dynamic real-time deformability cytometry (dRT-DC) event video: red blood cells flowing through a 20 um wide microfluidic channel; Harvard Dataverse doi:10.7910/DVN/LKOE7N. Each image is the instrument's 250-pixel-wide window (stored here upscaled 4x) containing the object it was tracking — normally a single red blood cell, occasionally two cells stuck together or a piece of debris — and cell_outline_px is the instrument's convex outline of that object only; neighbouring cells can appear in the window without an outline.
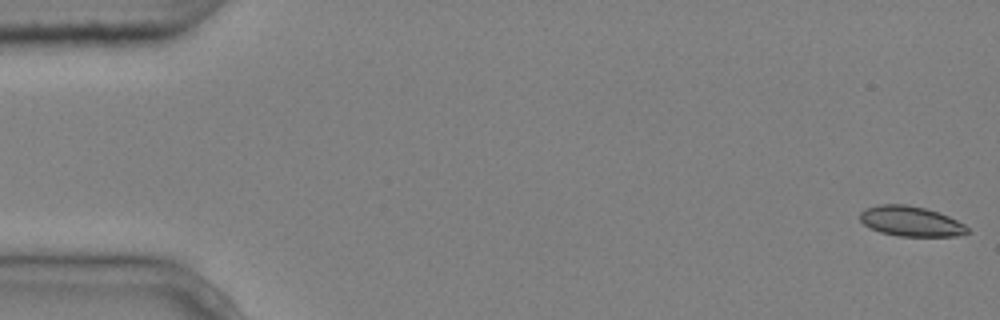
{"species": "common noctule bat (a hibernating species)", "species_latin": "Nyctalus noctula", "temperature_condition": "cold", "stored_images_in_passage": 5, "camera_frame_rate_fps": 3000, "um_per_image_px": 0.085, "animal": {"sex": "male", "body_mass_g": 20.4}, "frame": {"image": 1, "passage_image": 1, "time_ms": 0.0, "image_size_px": [1000, 320], "cell_outline_px": [[972, 232], [956, 236], [900, 236], [880, 232], [864, 224], [860, 220], [860, 212], [864, 208], [880, 204], [908, 204], [924, 208], [948, 216], [964, 224]], "centroid_in_image_um": [77.42, 18.8], "position_along_channel_um": 7.6, "area_um2": 18.79}}
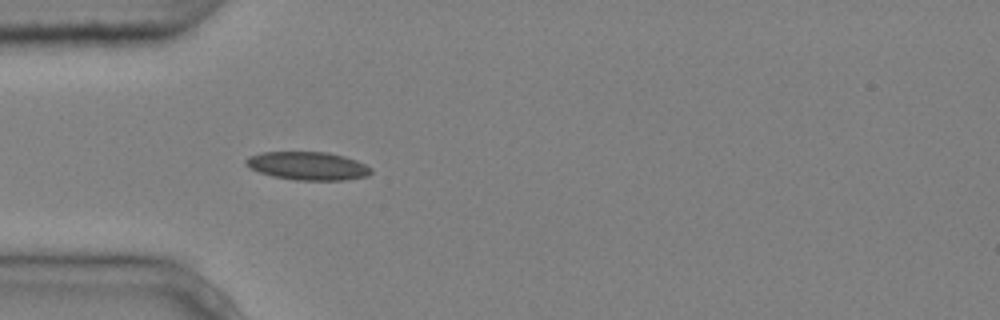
{"frame": {"image": 2, "passage_image": 5, "time_ms": 1.333, "image_size_px": [1000, 320], "cell_outline_px": [[372, 172], [368, 176], [344, 180], [296, 180], [272, 176], [248, 168], [244, 164], [244, 160], [248, 156], [264, 152], [328, 152], [344, 156], [356, 160], [372, 168]], "centroid_in_image_um": [26.14, 14.1], "position_along_channel_um": 58.9, "area_um2": 20.69}}